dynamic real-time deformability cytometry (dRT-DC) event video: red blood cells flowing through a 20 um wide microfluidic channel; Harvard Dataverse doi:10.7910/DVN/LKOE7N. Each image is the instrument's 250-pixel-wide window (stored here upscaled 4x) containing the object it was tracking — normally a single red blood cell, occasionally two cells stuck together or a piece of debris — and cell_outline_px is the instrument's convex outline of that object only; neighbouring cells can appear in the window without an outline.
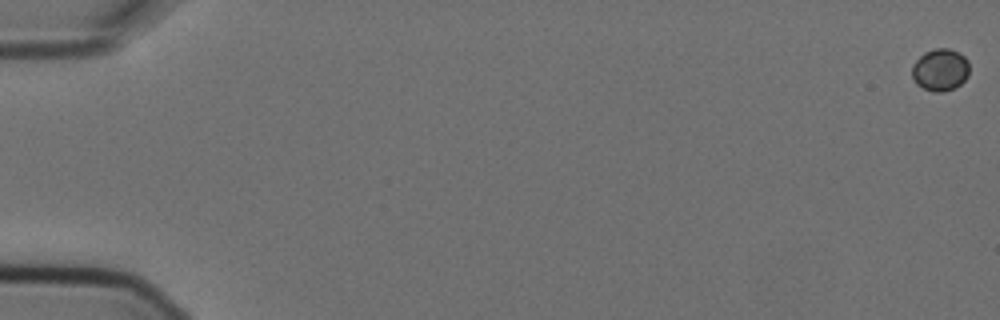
{"species": "Egyptian fruit bat (a non-hibernating species)", "species_latin": "Rousettus aegyptiacus", "temperature_condition": "cold", "stored_images_in_passage": 4, "camera_frame_rate_fps": 3000, "um_per_image_px": 0.085, "animal": {"sex": "female"}, "frame": {"image": 1, "passage_image": 1, "time_ms": 0.0, "image_size_px": [1000, 320], "cell_outline_px": [[968, 76], [956, 88], [944, 92], [932, 92], [916, 84], [912, 76], [912, 64], [924, 52], [936, 48], [948, 48], [964, 56], [968, 60]], "centroid_in_image_um": [79.91, 5.95], "position_along_channel_um": 5.1, "area_um2": 14.16}}